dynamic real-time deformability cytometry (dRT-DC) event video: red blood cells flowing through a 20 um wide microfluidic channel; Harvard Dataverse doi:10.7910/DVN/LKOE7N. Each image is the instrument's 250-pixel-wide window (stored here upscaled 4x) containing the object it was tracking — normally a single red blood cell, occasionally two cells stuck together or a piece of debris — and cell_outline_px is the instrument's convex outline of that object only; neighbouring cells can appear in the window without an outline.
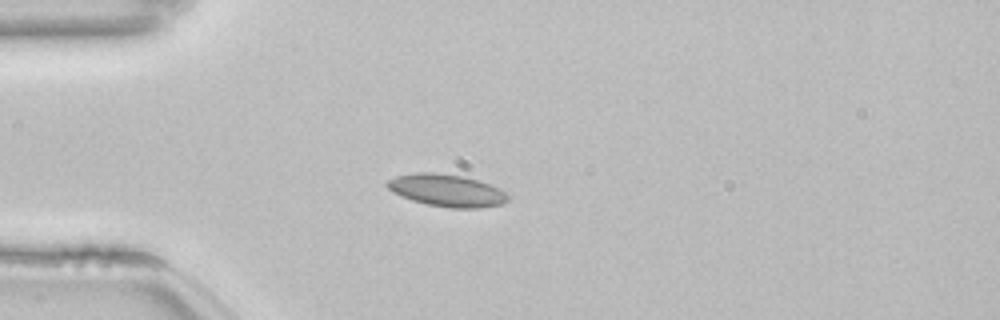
{"species": "common noctule bat (a hibernating species)", "species_latin": "Nyctalus noctula", "temperature_condition": "room temperature", "stored_images_in_passage": 40, "camera_frame_rate_fps": 3000, "um_per_image_px": 0.085, "animal": {"sex": "female", "body_mass_g": 22.7, "forearm_length_mm": 54.2}, "frame": {"image": 1, "passage_image": 1, "time_ms": 0.0, "image_size_px": [1000, 320], "cell_outline_px": [[508, 200], [504, 204], [480, 208], [448, 208], [428, 204], [412, 200], [400, 196], [392, 192], [384, 184], [388, 180], [396, 176], [416, 172], [432, 172], [464, 176], [480, 180], [500, 188], [508, 196]], "centroid_in_image_um": [37.98, 16.18], "position_along_channel_um": 47.0, "area_um2": 22.95}}
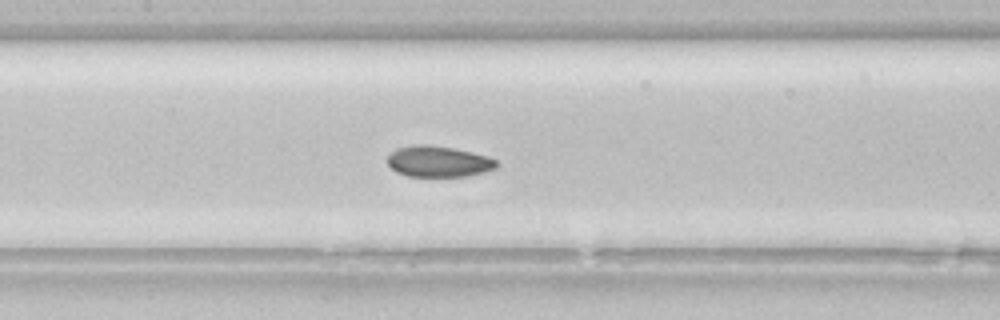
{"frame": {"image": 2, "passage_image": 12, "time_ms": 3.667, "image_size_px": [1000, 320], "cell_outline_px": [[500, 164], [496, 168], [484, 172], [468, 176], [408, 176], [396, 172], [384, 160], [396, 148], [412, 144], [428, 144], [452, 148], [472, 152], [488, 156], [496, 160]], "centroid_in_image_um": [37.25, 13.72], "position_along_channel_um": 170.1, "area_um2": 19.94}}
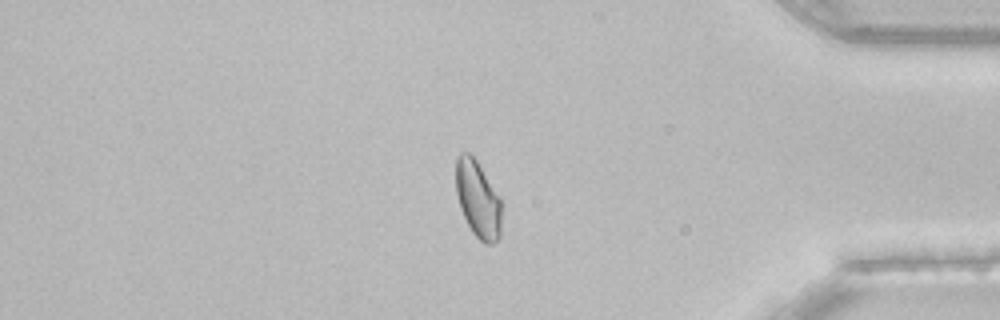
{"frame": {"image": 3, "passage_image": 32, "time_ms": 10.333, "image_size_px": [1000, 320], "cell_outline_px": [[500, 236], [492, 244], [484, 244], [472, 232], [460, 208], [456, 192], [456, 156], [460, 152], [468, 152], [476, 160], [500, 196]], "centroid_in_image_um": [40.6, 16.92], "position_along_channel_um": 394.6, "area_um2": 20.35}, "authors_computed_cell_mechanics": {"area_um2": 20.23, "velocity_mm_per_s": 3.818, "shape_relaxation_time_tau1_ms": 4.6734, "shape_relaxation_time_tau2_ms": 2.2982, "deformation_change_tau1": 0.0932, "deformation_change_tau2": 0.064}}